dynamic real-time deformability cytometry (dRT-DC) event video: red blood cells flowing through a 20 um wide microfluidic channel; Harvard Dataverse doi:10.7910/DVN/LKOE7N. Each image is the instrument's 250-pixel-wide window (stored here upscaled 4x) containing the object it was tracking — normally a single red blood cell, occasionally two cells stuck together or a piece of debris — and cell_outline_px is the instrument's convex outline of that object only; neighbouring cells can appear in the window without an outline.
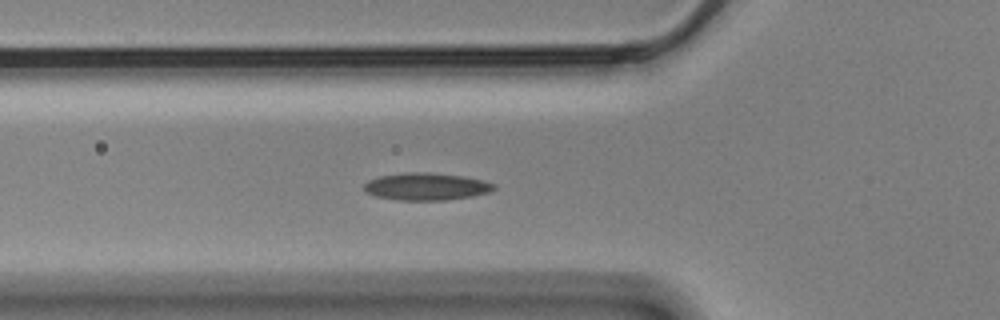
{"species": "Egyptian fruit bat (a non-hibernating species)", "species_latin": "Rousettus aegyptiacus", "temperature_condition": "cold", "stored_images_in_passage": 40, "camera_frame_rate_fps": 3000, "um_per_image_px": 0.085, "animal": {"sex": "male"}, "frame": {"image": 1, "passage_image": 2, "time_ms": 0.333, "image_size_px": [1000, 320], "cell_outline_px": [[496, 188], [488, 192], [472, 196], [444, 200], [396, 200], [376, 196], [364, 192], [364, 184], [368, 180], [380, 176], [408, 172], [428, 172], [464, 176], [484, 180], [496, 184]], "centroid_in_image_um": [36.23, 15.85], "position_along_channel_um": 89.6, "area_um2": 20.75}}
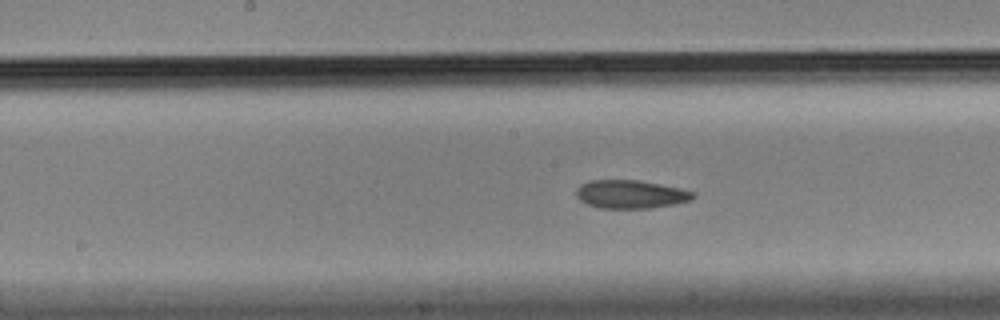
{"frame": {"image": 2, "passage_image": 11, "time_ms": 3.333, "image_size_px": [1000, 320], "cell_outline_px": [[696, 196], [692, 200], [676, 204], [648, 208], [600, 208], [588, 204], [580, 200], [576, 196], [576, 188], [580, 184], [592, 180], [636, 180], [660, 184], [680, 188], [696, 192]], "centroid_in_image_um": [53.63, 16.51], "position_along_channel_um": 194.6, "area_um2": 19.36}}
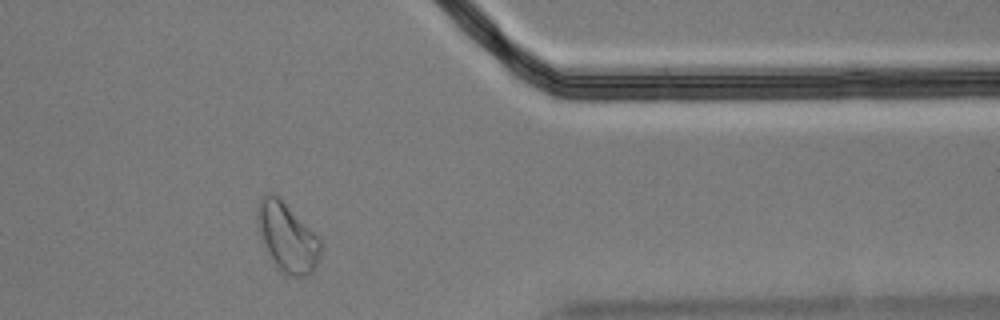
{"frame": {"image": 3, "passage_image": 29, "time_ms": 9.333, "image_size_px": [1000, 320], "cell_outline_px": [[324, 248], [312, 272], [308, 276], [288, 276], [276, 268], [260, 240], [256, 220], [256, 212], [260, 200], [268, 192], [272, 192], [320, 236], [324, 244]], "centroid_in_image_um": [24.43, 20.2], "position_along_channel_um": 387.0, "area_um2": 25.95}}